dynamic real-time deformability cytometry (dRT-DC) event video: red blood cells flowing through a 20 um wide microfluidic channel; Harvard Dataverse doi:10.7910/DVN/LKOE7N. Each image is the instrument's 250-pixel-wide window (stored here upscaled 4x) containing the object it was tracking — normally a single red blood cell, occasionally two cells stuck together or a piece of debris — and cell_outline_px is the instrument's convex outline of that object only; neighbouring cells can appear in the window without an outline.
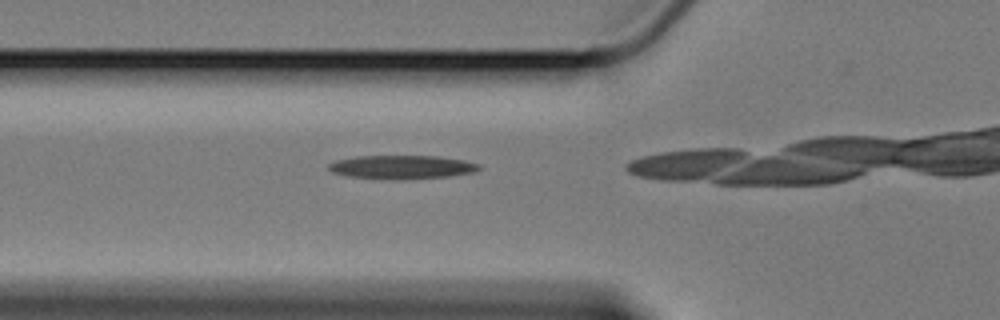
{"species": "Egyptian fruit bat (a non-hibernating species)", "species_latin": "Rousettus aegyptiacus", "temperature_condition": "cold", "stored_images_in_passage": 30, "camera_frame_rate_fps": 3000, "um_per_image_px": 0.085, "animal": {"sex": "female"}, "frame": {"image": 1, "passage_image": 13, "time_ms": 4.0, "image_size_px": [1000, 320], "cell_outline_px": [[484, 168], [476, 172], [448, 176], [348, 176], [332, 172], [328, 168], [328, 164], [336, 160], [356, 156], [440, 156], [464, 160], [480, 164]], "centroid_in_image_um": [34.23, 14.13], "position_along_channel_um": 91.6, "area_um2": 19.42}}
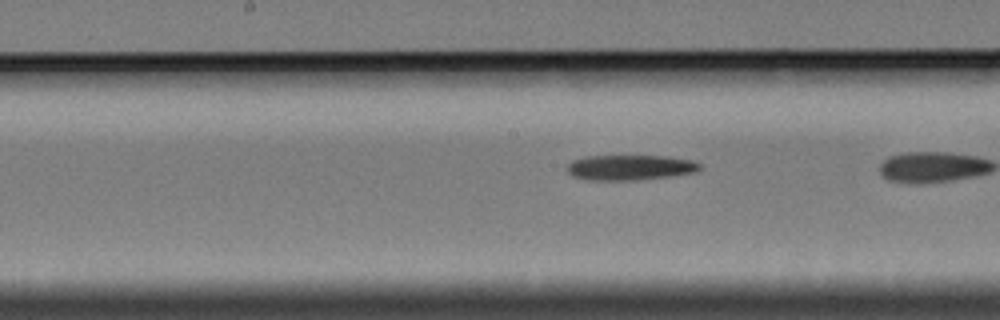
{"frame": {"image": 2, "passage_image": 22, "time_ms": 7.0, "image_size_px": [1000, 320], "cell_outline_px": [[700, 168], [696, 172], [668, 176], [632, 180], [584, 180], [572, 176], [564, 168], [572, 160], [584, 156], [668, 156], [692, 160], [700, 164]], "centroid_in_image_um": [53.48, 14.23], "position_along_channel_um": 194.7, "area_um2": 19.59}}